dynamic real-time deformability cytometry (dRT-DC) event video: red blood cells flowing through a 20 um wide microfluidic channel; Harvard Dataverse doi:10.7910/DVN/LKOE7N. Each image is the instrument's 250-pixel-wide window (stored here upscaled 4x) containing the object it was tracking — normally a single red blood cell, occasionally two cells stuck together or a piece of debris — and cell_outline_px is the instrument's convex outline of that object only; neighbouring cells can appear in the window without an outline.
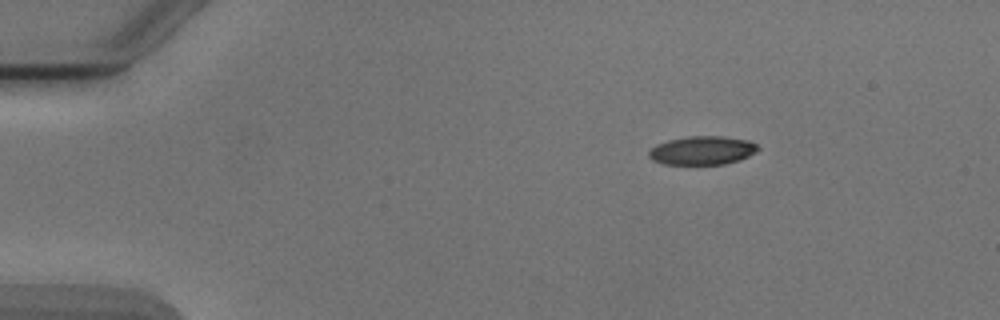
{"species": "Egyptian fruit bat (a non-hibernating species)", "species_latin": "Rousettus aegyptiacus", "temperature_condition": "cold", "stored_images_in_passage": 4, "segment_of_instrument_passage": [1, 2], "camera_frame_rate_fps": 3000, "um_per_image_px": 0.085, "animal": {"sex": "male"}, "frame": {"image": 1, "passage_image": 1, "time_ms": 0.0, "image_size_px": [1000, 320], "cell_outline_px": [[760, 148], [756, 152], [740, 160], [724, 164], [664, 164], [652, 160], [648, 156], [648, 152], [656, 144], [668, 140], [688, 136], [720, 136], [748, 140], [756, 144]], "centroid_in_image_um": [59.69, 12.78], "position_along_channel_um": 25.3, "area_um2": 18.21}}